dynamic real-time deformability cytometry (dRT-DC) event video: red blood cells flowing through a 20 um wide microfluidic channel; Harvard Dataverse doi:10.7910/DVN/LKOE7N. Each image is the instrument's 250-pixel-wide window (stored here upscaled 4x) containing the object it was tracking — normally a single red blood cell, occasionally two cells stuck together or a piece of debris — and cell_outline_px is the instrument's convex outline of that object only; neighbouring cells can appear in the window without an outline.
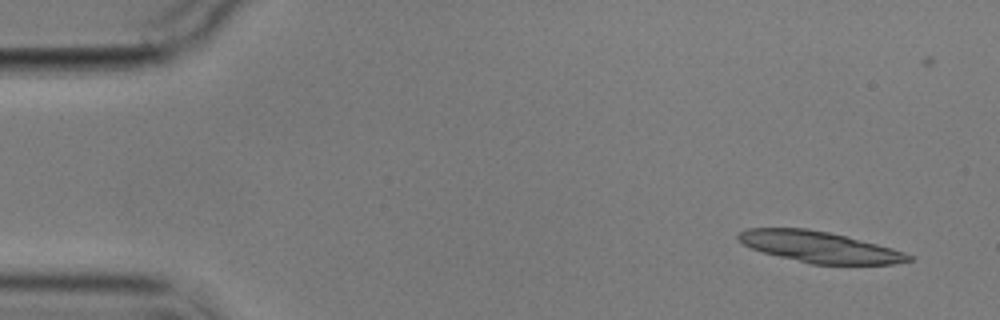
{"species": "common noctule bat (a hibernating species)", "species_latin": "Nyctalus noctula", "temperature_condition": "cold", "stored_images_in_passage": 5, "camera_frame_rate_fps": 3000, "um_per_image_px": 0.085, "animal": {"sex": "male", "body_mass_g": 17.9}, "frame": {"image": 1, "passage_image": 1, "time_ms": 0.0, "image_size_px": [1000, 320], "cell_outline_px": [[912, 260], [892, 264], [812, 264], [764, 252], [752, 248], [736, 240], [736, 236], [740, 232], [748, 228], [808, 228], [828, 232], [892, 248], [904, 252], [912, 256]], "centroid_in_image_um": [69.63, 20.98], "position_along_channel_um": 15.4, "area_um2": 30.35}}
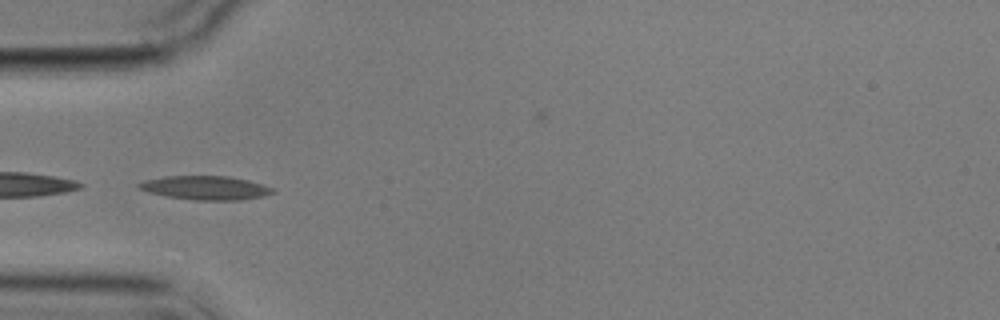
{"frame": {"image": 2, "passage_image": 5, "time_ms": 4.667, "image_size_px": [1000, 320], "cell_outline_px": [[276, 192], [264, 196], [240, 200], [192, 200], [168, 196], [148, 192], [140, 188], [136, 184], [144, 180], [164, 176], [228, 176], [248, 180], [264, 184], [276, 188]], "centroid_in_image_um": [17.52, 15.96], "position_along_channel_um": 67.5, "area_um2": 18.73}}